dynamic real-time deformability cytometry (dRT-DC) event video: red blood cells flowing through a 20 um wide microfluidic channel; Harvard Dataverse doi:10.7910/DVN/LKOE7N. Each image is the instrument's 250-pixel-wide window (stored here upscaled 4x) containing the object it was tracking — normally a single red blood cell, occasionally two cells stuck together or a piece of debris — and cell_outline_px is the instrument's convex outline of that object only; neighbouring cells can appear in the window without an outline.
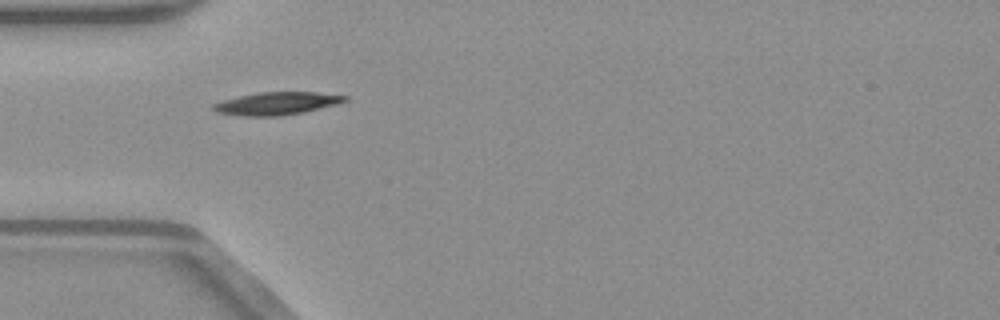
{"species": "common noctule bat (a hibernating species)", "species_latin": "Nyctalus noctula", "temperature_condition": "warm", "stored_images_in_passage": 36, "camera_frame_rate_fps": 3000, "um_per_image_px": 0.085, "animal": {"sex": "male", "body_mass_g": 23.1, "forearm_length_mm": 52.7}, "frame": {"image": 1, "passage_image": 1, "time_ms": 0.0, "image_size_px": [1000, 320], "cell_outline_px": [[348, 100], [336, 104], [304, 112], [280, 116], [244, 116], [216, 112], [212, 108], [212, 104], [224, 100], [256, 92], [316, 92], [348, 96]], "centroid_in_image_um": [23.52, 8.79], "position_along_channel_um": 61.5, "area_um2": 17.34}}
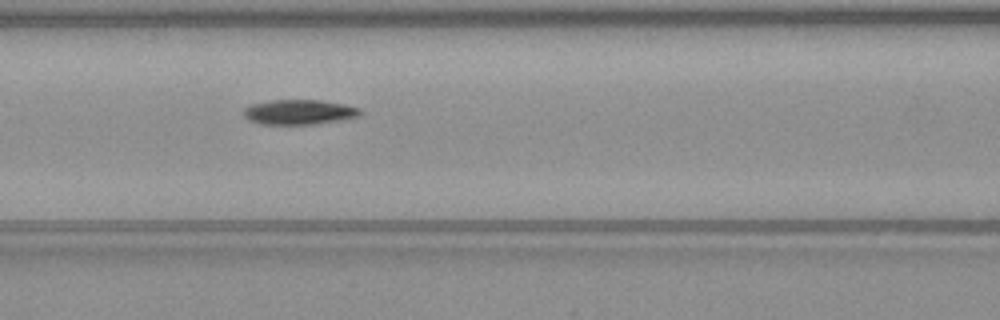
{"frame": {"image": 2, "passage_image": 7, "time_ms": 2.0, "image_size_px": [1000, 320], "cell_outline_px": [[360, 116], [312, 124], [260, 124], [248, 120], [244, 116], [244, 108], [252, 104], [272, 100], [320, 100], [360, 108]], "centroid_in_image_um": [25.36, 9.52], "position_along_channel_um": 141.2, "area_um2": 16.59}}
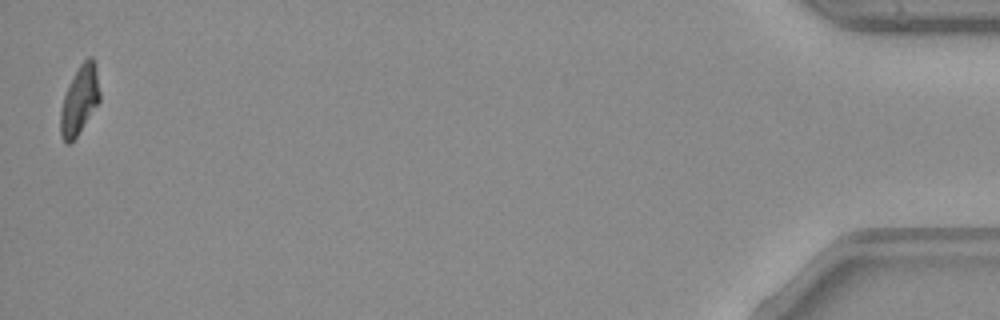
{"frame": {"image": 3, "passage_image": 36, "time_ms": 11.667, "image_size_px": [1000, 320], "cell_outline_px": [[100, 100], [76, 136], [68, 144], [64, 144], [60, 136], [60, 112], [64, 96], [80, 64], [88, 56], [92, 56], [96, 64], [100, 92]], "centroid_in_image_um": [6.76, 8.51], "position_along_channel_um": 428.4, "area_um2": 15.43}, "authors_computed_cell_mechanics": {"area_um2": 16.8198, "velocity_mm_per_s": 4.0206, "shape_relaxation_time_tau1_ms": 3.1513, "shape_relaxation_time_tau2_ms": 5.722, "deformation_change_tau1": 0.1746, "deformation_change_tau2": 0.1202}}